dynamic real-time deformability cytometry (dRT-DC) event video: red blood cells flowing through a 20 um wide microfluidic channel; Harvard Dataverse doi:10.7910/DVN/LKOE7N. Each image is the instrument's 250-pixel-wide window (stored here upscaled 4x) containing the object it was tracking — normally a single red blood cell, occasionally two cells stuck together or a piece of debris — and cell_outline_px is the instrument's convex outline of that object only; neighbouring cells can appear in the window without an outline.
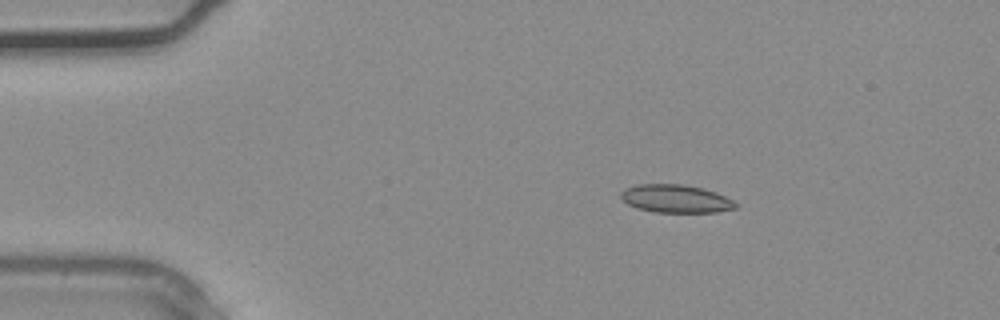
{"species": "common noctule bat (a hibernating species)", "species_latin": "Nyctalus noctula", "temperature_condition": "warm", "stored_images_in_passage": 31, "camera_frame_rate_fps": 3000, "um_per_image_px": 0.085, "animal": {"sex": "male", "body_mass_g": 20.4}, "frame": {"image": 1, "passage_image": 1, "time_ms": 0.0, "image_size_px": [1000, 320], "cell_outline_px": [[740, 204], [736, 208], [716, 212], [652, 212], [636, 208], [628, 204], [620, 196], [620, 192], [624, 188], [636, 184], [680, 184], [704, 188], [716, 192]], "centroid_in_image_um": [57.43, 16.89], "position_along_channel_um": 27.6, "area_um2": 18.9}}
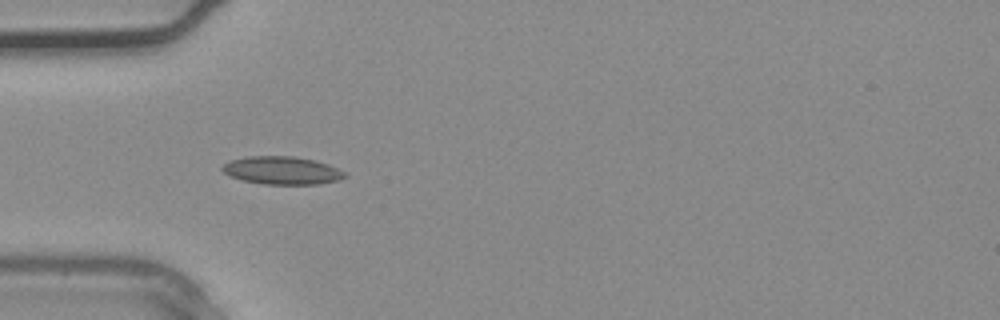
{"frame": {"image": 2, "passage_image": 6, "time_ms": 1.667, "image_size_px": [1000, 320], "cell_outline_px": [[348, 176], [336, 180], [320, 184], [264, 184], [244, 180], [232, 176], [224, 172], [220, 168], [228, 160], [248, 156], [292, 156], [316, 160], [328, 164], [344, 172]], "centroid_in_image_um": [23.96, 14.47], "position_along_channel_um": 61.0, "area_um2": 19.83}}
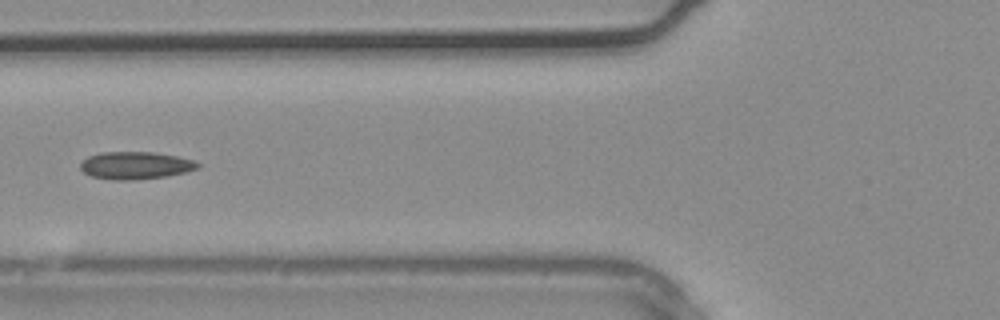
{"frame": {"image": 3, "passage_image": 9, "time_ms": 2.667, "image_size_px": [1000, 320], "cell_outline_px": [[200, 168], [184, 172], [164, 176], [132, 180], [112, 180], [92, 176], [84, 172], [80, 168], [80, 164], [88, 156], [100, 152], [152, 152], [176, 156], [196, 160], [200, 164]], "centroid_in_image_um": [11.52, 14.05], "position_along_channel_um": 114.3, "area_um2": 18.73}}